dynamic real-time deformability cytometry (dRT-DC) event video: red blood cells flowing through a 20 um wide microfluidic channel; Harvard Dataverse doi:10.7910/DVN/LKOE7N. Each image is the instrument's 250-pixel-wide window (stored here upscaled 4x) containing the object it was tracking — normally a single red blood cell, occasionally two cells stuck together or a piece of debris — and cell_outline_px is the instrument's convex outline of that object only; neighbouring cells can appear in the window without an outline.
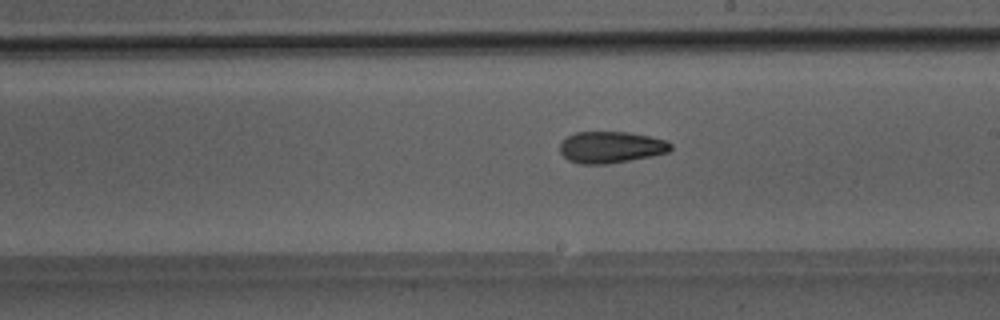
{"species": "Egyptian fruit bat (a non-hibernating species)", "species_latin": "Rousettus aegyptiacus", "temperature_condition": "room temperature", "stored_images_in_passage": 39, "camera_frame_rate_fps": 3000, "um_per_image_px": 0.085, "animal": {"sex": "male"}, "frame": {"image": 1, "passage_image": 28, "time_ms": 9.0, "image_size_px": [1000, 320], "cell_outline_px": [[672, 148], [668, 152], [652, 156], [604, 164], [580, 164], [568, 160], [560, 152], [560, 144], [568, 136], [576, 132], [628, 132], [648, 136], [664, 140], [672, 144]], "centroid_in_image_um": [51.92, 12.51], "position_along_channel_um": 237.1, "area_um2": 20.17}}